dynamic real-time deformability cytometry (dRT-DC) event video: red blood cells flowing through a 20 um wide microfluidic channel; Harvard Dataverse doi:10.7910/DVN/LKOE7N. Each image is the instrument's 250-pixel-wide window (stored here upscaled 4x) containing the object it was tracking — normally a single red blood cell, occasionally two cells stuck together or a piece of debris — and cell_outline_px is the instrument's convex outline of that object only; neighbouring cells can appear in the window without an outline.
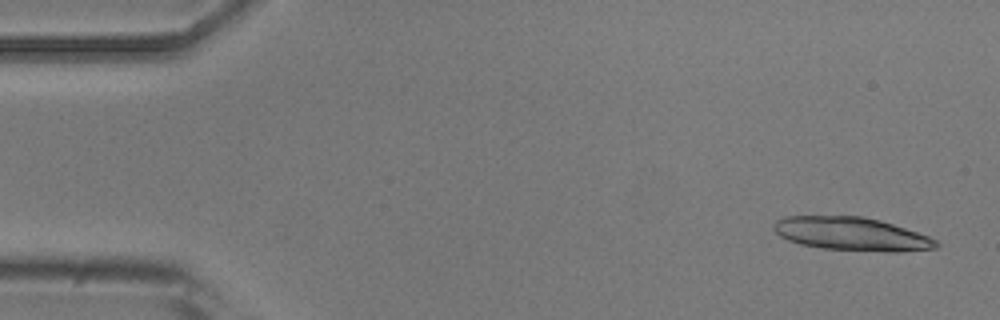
{"species": "common noctule bat (a hibernating species)", "species_latin": "Nyctalus noctula", "temperature_condition": "room temperature", "stored_images_in_passage": 4, "camera_frame_rate_fps": 3000, "um_per_image_px": 0.085, "animal": {"sex": "male", "body_mass_g": 20.5, "forearm_length_mm": 52.5}, "frame": {"image": 1, "passage_image": 1, "time_ms": 0.0, "image_size_px": [1000, 320], "cell_outline_px": [[940, 244], [936, 248], [900, 252], [884, 252], [824, 248], [800, 244], [788, 240], [780, 236], [772, 228], [772, 224], [776, 220], [784, 216], [864, 216], [880, 220], [928, 236], [936, 240]], "centroid_in_image_um": [72.36, 19.88], "position_along_channel_um": 12.6, "area_um2": 31.56}}